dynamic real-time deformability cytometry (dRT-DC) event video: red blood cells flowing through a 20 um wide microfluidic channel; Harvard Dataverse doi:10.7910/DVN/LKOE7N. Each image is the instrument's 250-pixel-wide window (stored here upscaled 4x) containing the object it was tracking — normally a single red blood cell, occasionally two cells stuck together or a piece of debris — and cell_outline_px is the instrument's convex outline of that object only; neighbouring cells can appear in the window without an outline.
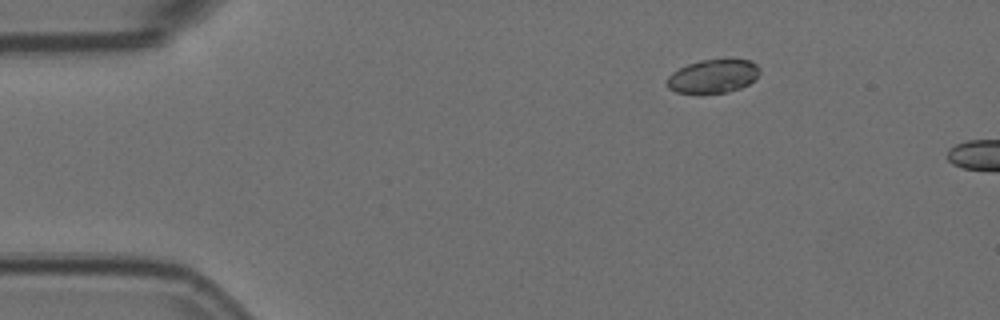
{"species": "Egyptian fruit bat (a non-hibernating species)", "species_latin": "Rousettus aegyptiacus", "temperature_condition": "room temperature", "stored_images_in_passage": 4, "camera_frame_rate_fps": 3000, "um_per_image_px": 0.085, "animal": {"sex": "female"}, "frame": {"image": 1, "passage_image": 1, "time_ms": 0.0, "image_size_px": [1000, 320], "cell_outline_px": [[760, 72], [748, 84], [740, 88], [728, 92], [700, 96], [676, 92], [668, 88], [668, 76], [672, 72], [688, 64], [700, 60], [752, 60], [760, 68]], "centroid_in_image_um": [60.58, 6.52], "position_along_channel_um": 24.4, "area_um2": 18.44}}